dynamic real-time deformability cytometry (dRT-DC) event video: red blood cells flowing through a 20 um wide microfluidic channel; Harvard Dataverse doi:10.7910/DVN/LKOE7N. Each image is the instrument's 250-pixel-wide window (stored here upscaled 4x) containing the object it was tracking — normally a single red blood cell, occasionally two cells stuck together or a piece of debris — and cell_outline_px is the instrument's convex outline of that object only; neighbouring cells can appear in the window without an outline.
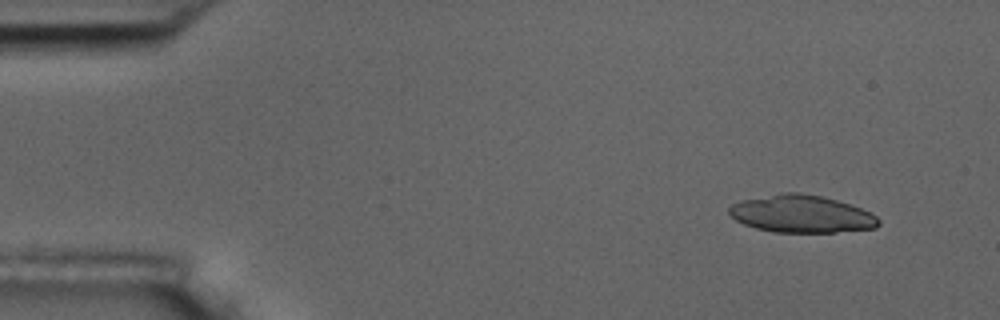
{"species": "common noctule bat (a hibernating species)", "species_latin": "Nyctalus noctula", "temperature_condition": "room temperature", "stored_images_in_passage": 5, "camera_frame_rate_fps": 3000, "um_per_image_px": 0.085, "animal": {"sex": "male", "body_mass_g": 17.5, "forearm_length_mm": 52.3}, "frame": {"image": 1, "passage_image": 2, "time_ms": 1.333, "image_size_px": [1000, 320], "cell_outline_px": [[880, 224], [876, 228], [836, 232], [772, 232], [756, 228], [744, 224], [736, 220], [728, 212], [728, 208], [732, 204], [740, 200], [780, 192], [800, 192], [820, 196], [836, 200], [860, 208], [876, 216], [880, 220]], "centroid_in_image_um": [68.09, 18.18], "position_along_channel_um": 16.9, "area_um2": 32.66}}